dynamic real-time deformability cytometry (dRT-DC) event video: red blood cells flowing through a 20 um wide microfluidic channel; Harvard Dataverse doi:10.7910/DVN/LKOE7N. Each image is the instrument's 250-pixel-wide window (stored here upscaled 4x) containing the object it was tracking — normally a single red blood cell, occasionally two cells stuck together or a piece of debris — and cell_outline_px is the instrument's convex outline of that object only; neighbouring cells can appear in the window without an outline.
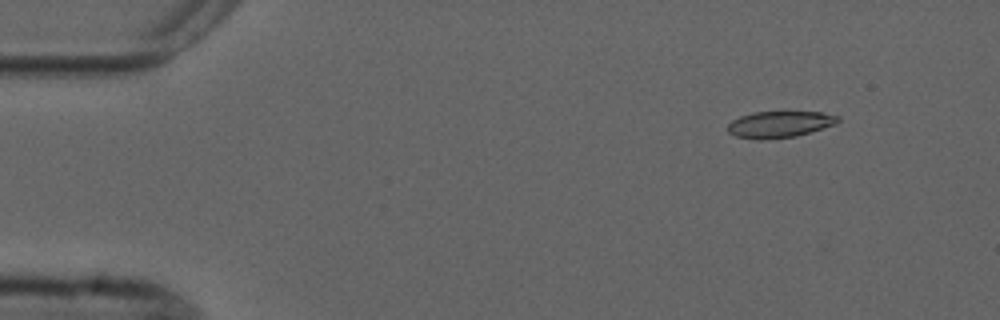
{"species": "common noctule bat (a hibernating species)", "species_latin": "Nyctalus noctula", "temperature_condition": "cold", "stored_images_in_passage": 4, "camera_frame_rate_fps": 3000, "um_per_image_px": 0.085, "animal": {"sex": "male", "forearm_length_mm": 52.5}, "frame": {"image": 1, "passage_image": 2, "time_ms": 1.0, "image_size_px": [1000, 320], "cell_outline_px": [[840, 120], [836, 124], [796, 136], [760, 140], [756, 140], [736, 136], [728, 132], [728, 124], [732, 120], [740, 116], [752, 112], [820, 112], [840, 116]], "centroid_in_image_um": [66.26, 10.57], "position_along_channel_um": 18.7, "area_um2": 16.99}}